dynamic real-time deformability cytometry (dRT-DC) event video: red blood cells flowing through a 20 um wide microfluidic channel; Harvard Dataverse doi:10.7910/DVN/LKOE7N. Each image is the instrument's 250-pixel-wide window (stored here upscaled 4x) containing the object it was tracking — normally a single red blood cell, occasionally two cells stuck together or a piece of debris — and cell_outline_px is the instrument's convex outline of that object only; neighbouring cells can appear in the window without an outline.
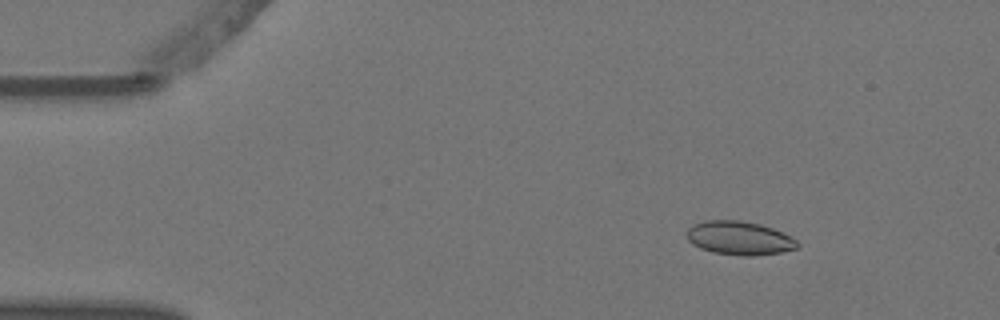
{"species": "Egyptian fruit bat (a non-hibernating species)", "species_latin": "Rousettus aegyptiacus", "temperature_condition": "warm", "stored_images_in_passage": 5, "camera_frame_rate_fps": 3000, "um_per_image_px": 0.085, "animal": {"sex": "female"}, "frame": {"image": 1, "passage_image": 3, "time_ms": 0.667, "image_size_px": [1000, 320], "cell_outline_px": [[800, 244], [796, 248], [780, 252], [752, 256], [744, 256], [712, 252], [700, 248], [692, 244], [688, 240], [688, 228], [692, 224], [704, 220], [740, 220], [760, 224], [772, 228], [796, 240]], "centroid_in_image_um": [62.81, 20.23], "position_along_channel_um": 22.2, "area_um2": 21.56}}
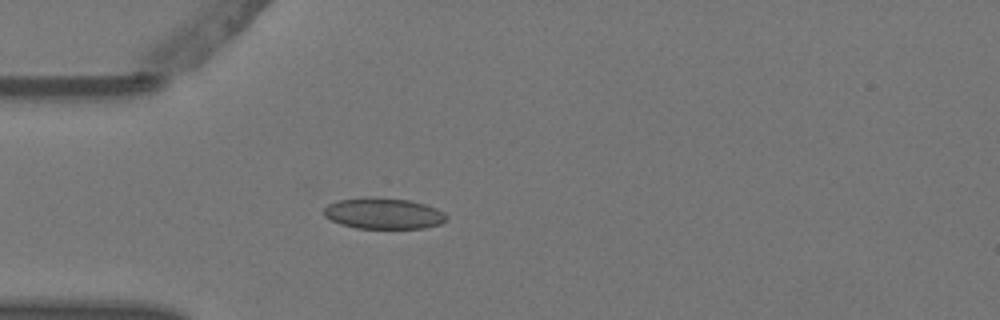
{"frame": {"image": 2, "passage_image": 5, "time_ms": 1.333, "image_size_px": [1000, 320], "cell_outline_px": [[448, 220], [440, 224], [424, 228], [356, 228], [340, 224], [324, 216], [324, 208], [328, 204], [336, 200], [372, 196], [408, 200], [424, 204], [436, 208], [444, 212], [448, 216]], "centroid_in_image_um": [32.6, 18.13], "position_along_channel_um": 52.4, "area_um2": 22.37}}